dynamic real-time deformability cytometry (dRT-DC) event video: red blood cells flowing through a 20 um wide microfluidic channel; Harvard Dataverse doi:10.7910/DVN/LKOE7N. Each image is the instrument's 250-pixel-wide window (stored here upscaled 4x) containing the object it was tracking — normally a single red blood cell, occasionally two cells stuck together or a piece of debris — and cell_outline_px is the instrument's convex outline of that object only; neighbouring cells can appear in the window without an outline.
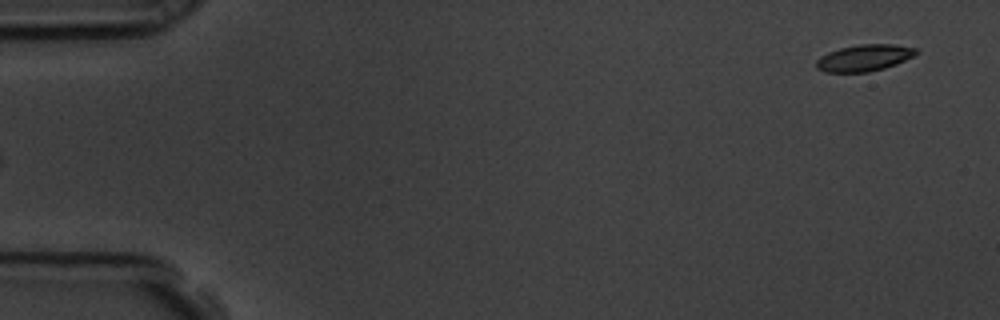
{"species": "common noctule bat (a hibernating species)", "species_latin": "Nyctalus noctula", "temperature_condition": "room temperature", "stored_images_in_passage": 56, "camera_frame_rate_fps": 3000, "um_per_image_px": 0.085, "animal": {"sex": "male", "body_mass_g": 19.5, "forearm_length_mm": 54.6}, "frame": {"image": 1, "passage_image": 1, "time_ms": 0.0, "image_size_px": [1000, 320], "cell_outline_px": [[920, 52], [896, 64], [884, 68], [868, 72], [824, 72], [816, 68], [816, 60], [820, 56], [828, 52], [840, 48], [860, 44], [892, 44], [916, 48]], "centroid_in_image_um": [73.44, 4.92], "position_along_channel_um": 11.6, "area_um2": 15.43}}
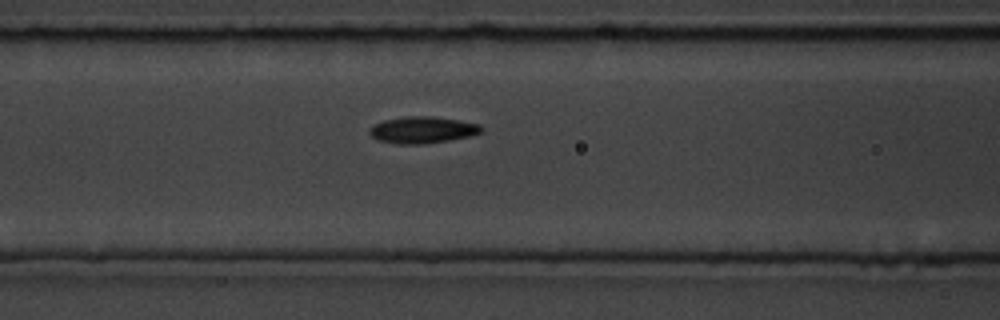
{"frame": {"image": 2, "passage_image": 22, "time_ms": 7.0, "image_size_px": [1000, 320], "cell_outline_px": [[484, 132], [472, 136], [424, 144], [396, 144], [376, 140], [368, 132], [368, 128], [384, 120], [404, 116], [428, 116], [460, 120], [480, 124], [484, 128]], "centroid_in_image_um": [35.93, 11.04], "position_along_channel_um": 130.7, "area_um2": 17.63}}
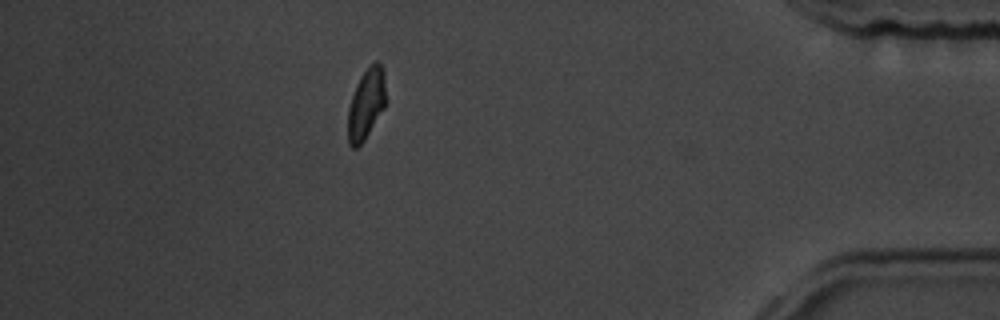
{"frame": {"image": 3, "passage_image": 49, "time_ms": 16.0, "image_size_px": [1000, 320], "cell_outline_px": [[384, 108], [364, 140], [356, 148], [352, 148], [348, 144], [348, 108], [356, 84], [360, 76], [376, 60], [380, 60], [384, 76]], "centroid_in_image_um": [31.1, 8.84], "position_along_channel_um": 404.1, "area_um2": 15.32}, "authors_computed_cell_mechanics": {"area_um2": 16.2707, "velocity_mm_per_s": 3.5533, "shape_relaxation_time_tau1_ms": 2.7369, "shape_relaxation_time_tau2_ms": 2.9897, "deformation_change_tau1": 0.1047, "deformation_change_tau2": 0.077}}